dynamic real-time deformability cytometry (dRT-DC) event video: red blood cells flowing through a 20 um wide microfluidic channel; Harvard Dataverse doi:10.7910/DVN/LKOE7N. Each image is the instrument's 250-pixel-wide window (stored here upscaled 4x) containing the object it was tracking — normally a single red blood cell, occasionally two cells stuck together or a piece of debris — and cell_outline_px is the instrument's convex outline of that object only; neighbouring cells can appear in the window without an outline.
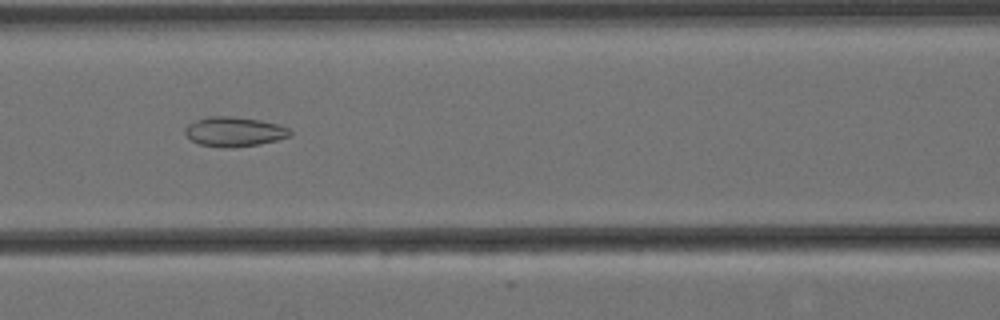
{"species": "Egyptian fruit bat (a non-hibernating species)", "species_latin": "Rousettus aegyptiacus", "temperature_condition": "cold", "stored_images_in_passage": 15, "camera_frame_rate_fps": 3000, "um_per_image_px": 0.085, "animal": {"sex": "female"}, "frame": {"image": 1, "passage_image": 7, "time_ms": 2.0, "image_size_px": [1000, 320], "cell_outline_px": [[292, 136], [260, 144], [228, 148], [224, 148], [200, 144], [192, 140], [184, 132], [184, 128], [188, 124], [196, 120], [208, 116], [232, 116], [260, 120], [280, 124], [288, 128], [292, 132]], "centroid_in_image_um": [19.93, 11.19], "position_along_channel_um": 146.7, "area_um2": 18.21}}
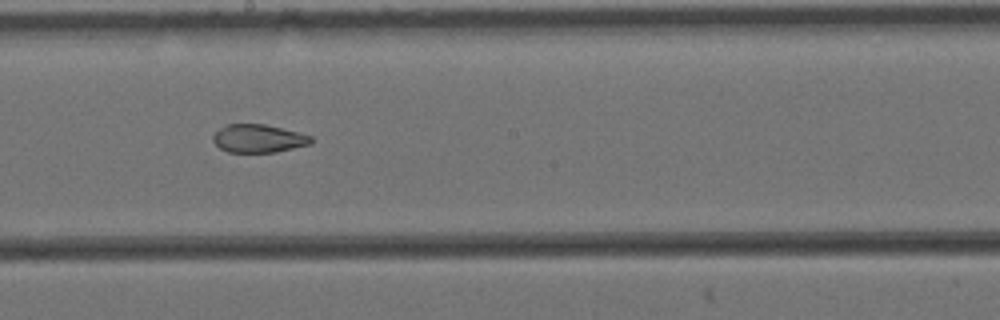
{"frame": {"image": 2, "passage_image": 9, "time_ms": 2.667, "image_size_px": [1000, 320], "cell_outline_px": [[312, 144], [276, 152], [228, 152], [220, 148], [212, 140], [212, 136], [220, 128], [228, 124], [264, 124], [312, 136]], "centroid_in_image_um": [21.96, 11.78], "position_along_channel_um": 226.2, "area_um2": 15.95}}
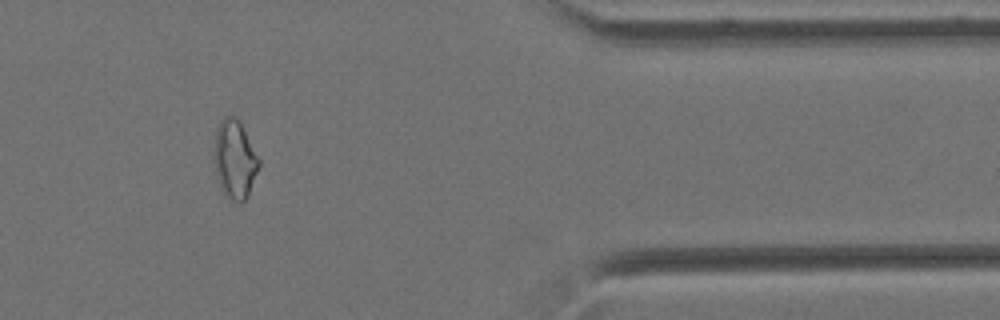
{"frame": {"image": 3, "passage_image": 13, "time_ms": 4.0, "image_size_px": [1000, 320], "cell_outline_px": [[260, 164], [248, 196], [240, 204], [232, 200], [220, 188], [212, 160], [212, 156], [216, 128], [220, 120], [224, 116], [236, 116], [240, 120], [260, 160]], "centroid_in_image_um": [19.93, 13.51], "position_along_channel_um": 391.5, "area_um2": 20.92}}